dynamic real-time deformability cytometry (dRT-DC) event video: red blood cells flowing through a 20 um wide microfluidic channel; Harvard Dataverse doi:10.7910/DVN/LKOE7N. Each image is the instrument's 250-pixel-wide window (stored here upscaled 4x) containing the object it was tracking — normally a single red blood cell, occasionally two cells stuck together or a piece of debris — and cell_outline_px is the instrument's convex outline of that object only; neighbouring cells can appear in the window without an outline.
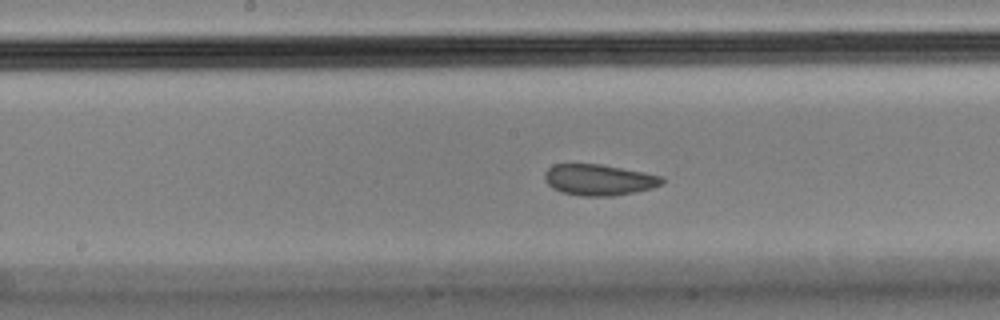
{"species": "Egyptian fruit bat (a non-hibernating species)", "species_latin": "Rousettus aegyptiacus", "temperature_condition": "cold", "stored_images_in_passage": 33, "camera_frame_rate_fps": 3000, "um_per_image_px": 0.085, "animal": {"sex": "male"}, "frame": {"image": 1, "passage_image": 15, "time_ms": 4.667, "image_size_px": [1000, 320], "cell_outline_px": [[664, 180], [660, 184], [652, 188], [636, 192], [612, 196], [580, 196], [560, 192], [552, 188], [544, 180], [544, 172], [552, 164], [600, 164], [644, 172], [664, 176]], "centroid_in_image_um": [50.88, 15.29], "position_along_channel_um": 197.3, "area_um2": 21.44}}
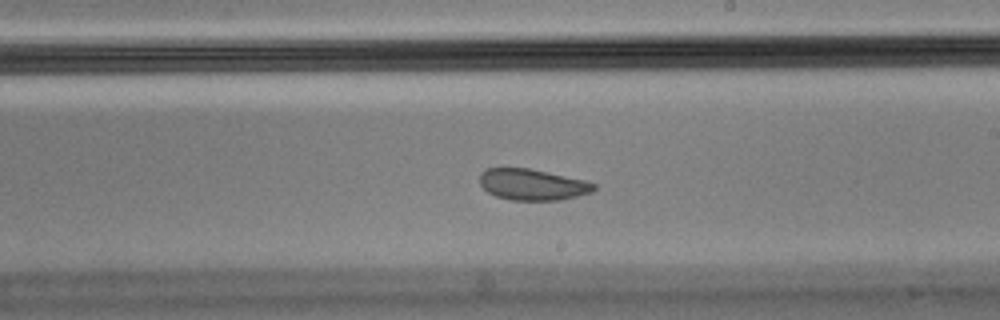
{"frame": {"image": 2, "passage_image": 19, "time_ms": 6.0, "image_size_px": [1000, 320], "cell_outline_px": [[596, 188], [592, 192], [560, 200], [512, 200], [496, 196], [488, 192], [480, 184], [480, 172], [484, 168], [528, 168], [584, 180], [596, 184]], "centroid_in_image_um": [45.23, 15.68], "position_along_channel_um": 243.8, "area_um2": 20.63}, "authors_computed_cell_mechanics": {"area_um2": 21.7328, "velocity_mm_per_s": 3.504, "shape_relaxation_time_tau1_ms": 8.404, "shape_relaxation_time_tau2_ms": 1.4679, "deformation_change_tau1": 0.1128, "deformation_change_tau2": 0.0489}}